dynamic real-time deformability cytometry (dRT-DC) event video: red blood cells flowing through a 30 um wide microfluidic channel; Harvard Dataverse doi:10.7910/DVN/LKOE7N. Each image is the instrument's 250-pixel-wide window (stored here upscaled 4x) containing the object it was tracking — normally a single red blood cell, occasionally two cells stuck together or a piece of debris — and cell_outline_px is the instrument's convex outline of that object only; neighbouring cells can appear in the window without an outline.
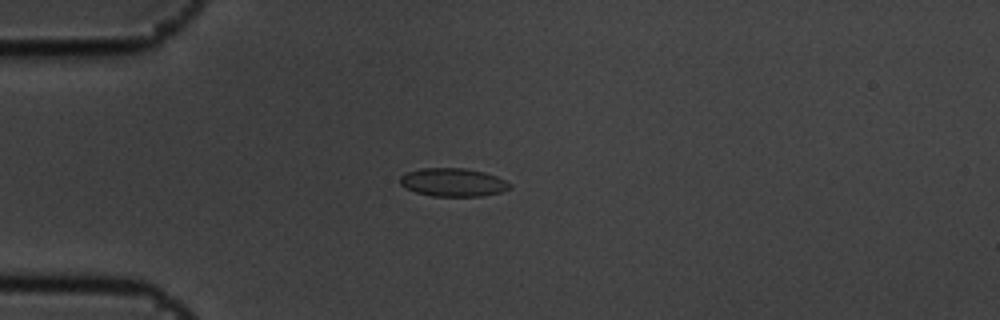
{"species": "common noctule bat (a hibernating species)", "species_latin": "Nyctalus noctula", "temperature_condition": "cold", "stored_images_in_passage": 5, "camera_frame_rate_fps": 3000, "um_per_image_px": 0.085, "animal": {"sex": "male", "body_mass_g": 19.5, "forearm_length_mm": 54.6}, "frame": {"image": 1, "passage_image": 2, "time_ms": 0.333, "image_size_px": [1000, 320], "cell_outline_px": [[512, 188], [500, 192], [480, 196], [432, 196], [416, 192], [400, 184], [400, 176], [408, 172], [420, 168], [464, 168], [484, 172], [496, 176], [512, 184]], "centroid_in_image_um": [38.52, 15.49], "position_along_channel_um": 46.5, "area_um2": 17.98}}
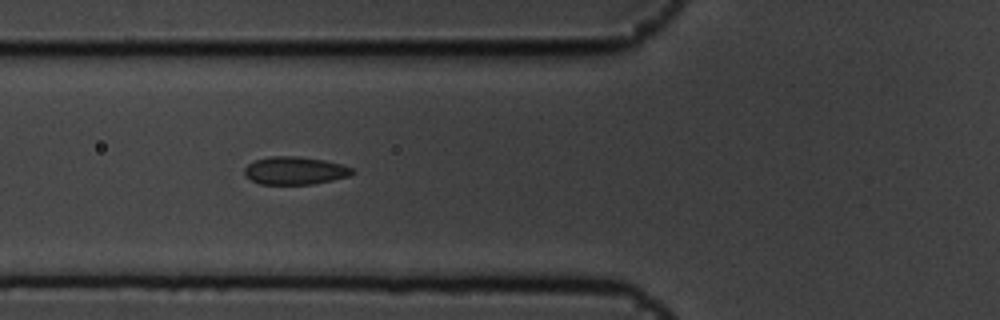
{"frame": {"image": 2, "passage_image": 4, "time_ms": 1.0, "image_size_px": [1000, 320], "cell_outline_px": [[356, 172], [348, 176], [332, 180], [312, 184], [260, 184], [244, 176], [244, 168], [248, 164], [256, 160], [268, 156], [296, 156], [324, 160], [340, 164], [352, 168]], "centroid_in_image_um": [25.04, 14.5], "position_along_channel_um": 100.8, "area_um2": 17.46}}
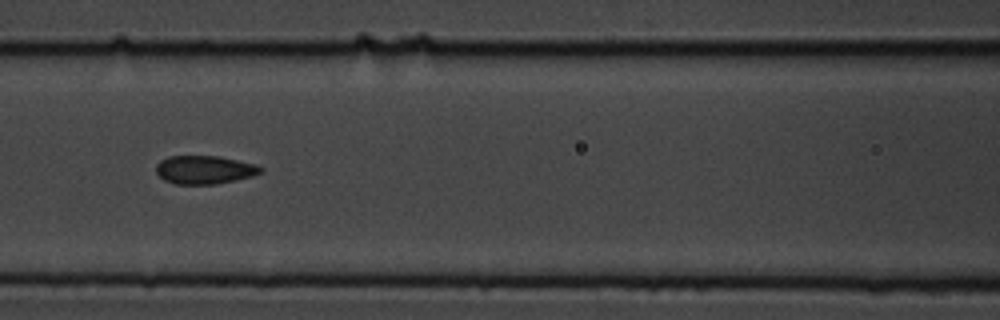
{"frame": {"image": 3, "passage_image": 5, "time_ms": 1.333, "image_size_px": [1000, 320], "cell_outline_px": [[264, 172], [252, 176], [236, 180], [216, 184], [176, 184], [164, 180], [156, 172], [156, 164], [160, 160], [168, 156], [220, 156], [256, 164], [264, 168]], "centroid_in_image_um": [17.41, 14.42], "position_along_channel_um": 149.2, "area_um2": 17.46}}